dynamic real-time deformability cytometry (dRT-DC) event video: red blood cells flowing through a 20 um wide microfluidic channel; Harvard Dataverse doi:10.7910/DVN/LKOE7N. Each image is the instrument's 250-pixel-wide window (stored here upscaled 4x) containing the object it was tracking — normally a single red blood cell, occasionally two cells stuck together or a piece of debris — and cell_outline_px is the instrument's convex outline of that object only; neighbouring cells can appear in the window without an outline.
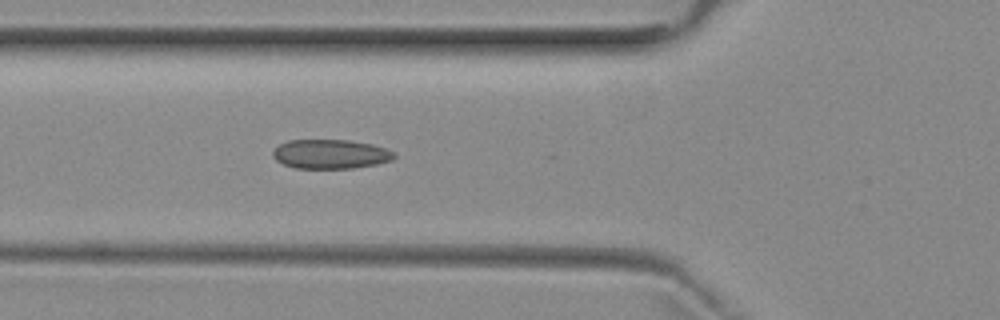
{"species": "common noctule bat (a hibernating species)", "species_latin": "Nyctalus noctula", "temperature_condition": "room temperature", "stored_images_in_passage": 5, "camera_frame_rate_fps": 3000, "um_per_image_px": 0.085, "animal": {"sex": "female", "body_mass_g": 29.2, "forearm_length_mm": 56.3}, "frame": {"image": 1, "passage_image": 5, "time_ms": 4.667, "image_size_px": [1000, 320], "cell_outline_px": [[396, 156], [392, 160], [376, 164], [352, 168], [296, 168], [284, 164], [276, 160], [272, 156], [272, 152], [280, 144], [288, 140], [348, 140], [372, 144], [384, 148], [392, 152]], "centroid_in_image_um": [28.07, 13.09], "position_along_channel_um": 97.7, "area_um2": 20.52}}